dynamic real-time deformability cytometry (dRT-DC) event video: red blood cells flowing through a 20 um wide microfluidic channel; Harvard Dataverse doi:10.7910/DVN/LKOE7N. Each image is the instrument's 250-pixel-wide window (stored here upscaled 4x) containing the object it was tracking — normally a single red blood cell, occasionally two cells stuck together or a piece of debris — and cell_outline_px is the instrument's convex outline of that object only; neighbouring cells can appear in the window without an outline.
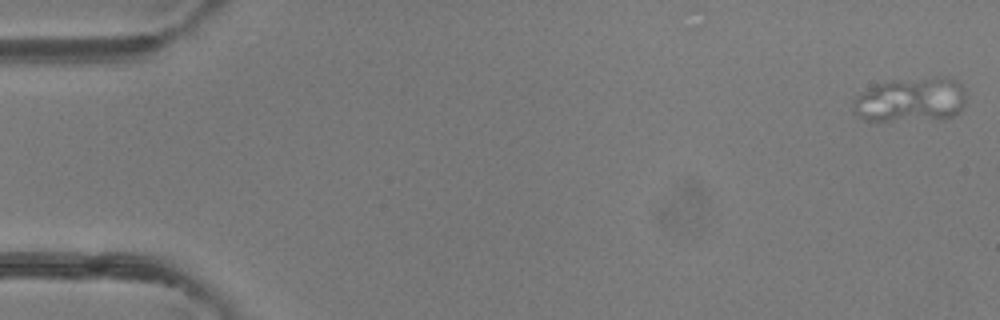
{"species": "common noctule bat (a hibernating species)", "species_latin": "Nyctalus noctula", "temperature_condition": "room temperature", "stored_images_in_passage": 13, "camera_frame_rate_fps": 3000, "um_per_image_px": 0.085, "animal": {"sex": "female"}, "frame": {"image": 1, "passage_image": 1, "time_ms": 0.0, "image_size_px": [1000, 320], "cell_outline_px": [[964, 104], [960, 112], [952, 116], [888, 120], [864, 120], [856, 116], [852, 112], [852, 104], [856, 96], [876, 84], [892, 80], [940, 76], [948, 76], [960, 84], [964, 88]], "centroid_in_image_um": [77.38, 8.44], "position_along_channel_um": 7.6, "area_um2": 28.96}}